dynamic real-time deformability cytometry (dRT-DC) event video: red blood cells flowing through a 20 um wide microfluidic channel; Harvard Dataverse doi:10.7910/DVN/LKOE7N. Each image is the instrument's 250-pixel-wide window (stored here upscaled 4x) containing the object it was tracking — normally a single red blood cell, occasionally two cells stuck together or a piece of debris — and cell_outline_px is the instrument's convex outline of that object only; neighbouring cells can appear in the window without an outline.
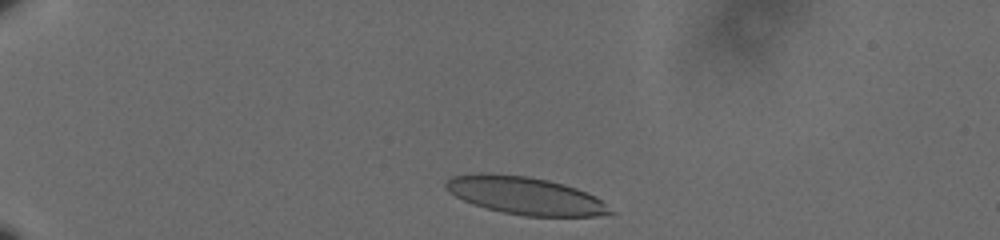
{"species": "human", "species_latin": "Homo sapiens", "temperature_condition": "cold", "stored_images_in_passage": 43, "camera_frame_rate_fps": 3000, "um_per_image_px": 0.085, "donor": {"sex": "male"}, "frame": {"image": 1, "passage_image": 3, "time_ms": 0.667, "image_size_px": [1000, 240], "cell_outline_px": [[616, 212], [612, 216], [524, 216], [504, 212], [472, 204], [448, 192], [444, 188], [444, 180], [452, 176], [480, 172], [528, 176], [548, 180], [564, 184], [576, 188], [596, 196]], "centroid_in_image_um": [44.66, 16.62], "position_along_channel_um": 40.3, "area_um2": 36.41}}
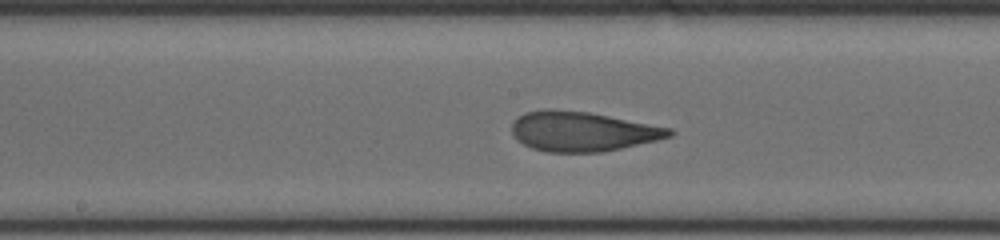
{"frame": {"image": 2, "passage_image": 22, "time_ms": 7.0, "image_size_px": [1000, 240], "cell_outline_px": [[676, 132], [672, 136], [656, 140], [620, 148], [600, 152], [548, 152], [532, 148], [516, 140], [512, 136], [512, 124], [524, 112], [544, 108], [548, 108], [588, 112], [672, 128]], "centroid_in_image_um": [49.48, 11.16], "position_along_channel_um": 198.7, "area_um2": 36.41}}
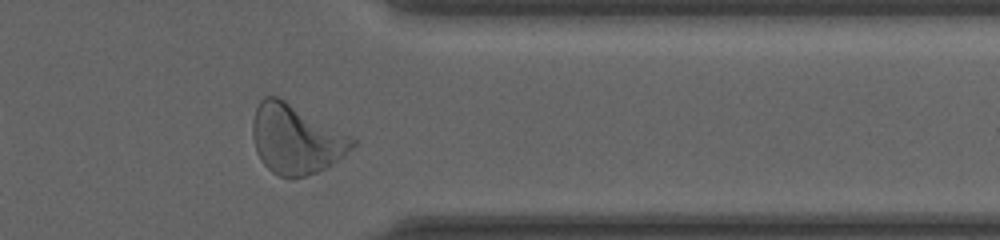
{"frame": {"image": 3, "passage_image": 38, "time_ms": 12.333, "image_size_px": [1000, 240], "cell_outline_px": [[356, 144], [344, 156], [332, 164], [316, 172], [292, 180], [288, 180], [272, 172], [260, 160], [256, 152], [252, 136], [252, 120], [256, 108], [260, 100], [264, 96], [276, 96], [284, 100], [352, 136], [356, 140]], "centroid_in_image_um": [25.13, 11.86], "position_along_channel_um": 386.3, "area_um2": 40.34}, "authors_computed_cell_mechanics": {"area_um2": 36.414, "velocity_mm_per_s": 3.5644, "shape_relaxation_time_tau1_ms": 7.3416, "shape_relaxation_time_tau2_ms": 1.0549, "deformation_change_tau1": 0.2279, "deformation_change_tau2": 0.0885}}